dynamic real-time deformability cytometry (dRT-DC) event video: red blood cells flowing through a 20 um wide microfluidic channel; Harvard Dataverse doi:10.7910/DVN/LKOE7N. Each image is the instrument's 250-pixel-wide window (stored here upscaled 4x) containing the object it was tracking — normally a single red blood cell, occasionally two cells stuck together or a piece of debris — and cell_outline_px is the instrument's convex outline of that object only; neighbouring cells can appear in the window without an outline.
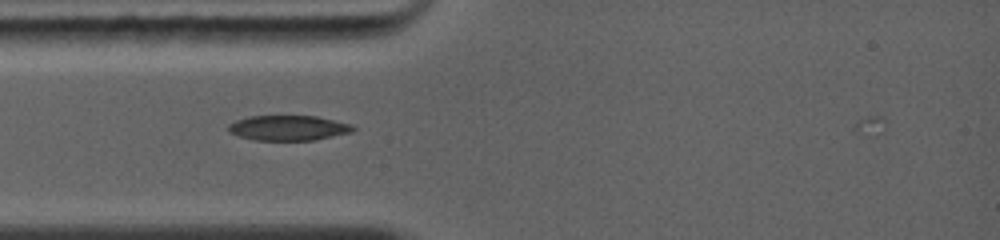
{"species": "common noctule bat (a hibernating species)", "species_latin": "Nyctalus noctula", "temperature_condition": "warm", "stored_images_in_passage": 3, "camera_frame_rate_fps": 5000, "um_per_image_px": 0.085, "animal": {"sex": "female", "body_mass_g": 19.0, "forearm_length_mm": 56.7}, "frame": {"image": 1, "passage_image": 1, "time_ms": 0.0, "image_size_px": [1000, 240], "cell_outline_px": [[356, 128], [352, 132], [316, 140], [256, 140], [240, 136], [228, 132], [228, 124], [236, 120], [248, 116], [316, 116], [352, 124]], "centroid_in_image_um": [24.52, 10.87], "position_along_channel_um": 60.5, "area_um2": 18.26}}
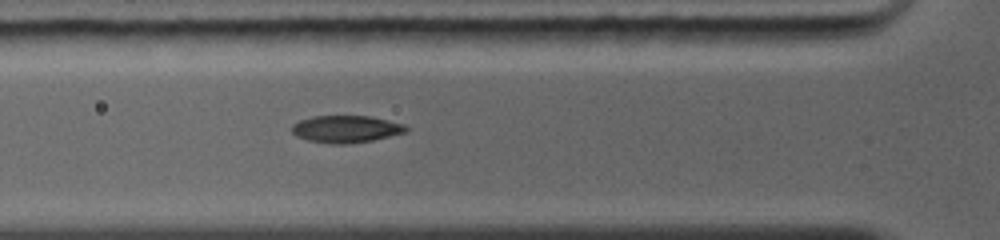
{"frame": {"image": 2, "passage_image": 2, "time_ms": 0.8, "image_size_px": [1000, 240], "cell_outline_px": [[408, 132], [372, 140], [344, 144], [332, 144], [308, 140], [296, 136], [292, 132], [292, 124], [300, 120], [312, 116], [372, 116], [404, 124], [408, 128]], "centroid_in_image_um": [29.42, 10.96], "position_along_channel_um": 96.4, "area_um2": 18.09}}
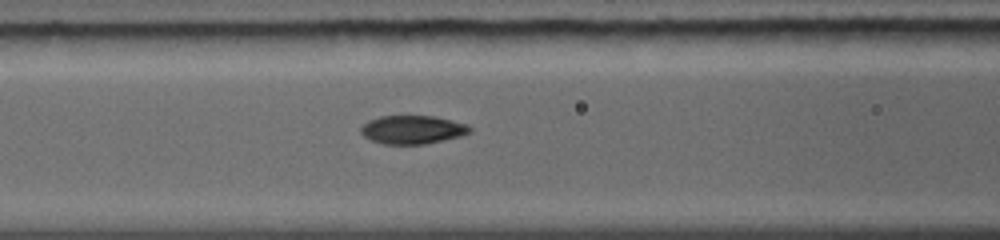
{"frame": {"image": 3, "passage_image": 3, "time_ms": 1.6, "image_size_px": [1000, 240], "cell_outline_px": [[472, 132], [460, 136], [444, 140], [424, 144], [384, 144], [372, 140], [364, 136], [360, 132], [360, 128], [368, 120], [380, 116], [436, 116], [468, 124], [472, 128]], "centroid_in_image_um": [35.09, 11.01], "position_along_channel_um": 131.5, "area_um2": 18.15}}